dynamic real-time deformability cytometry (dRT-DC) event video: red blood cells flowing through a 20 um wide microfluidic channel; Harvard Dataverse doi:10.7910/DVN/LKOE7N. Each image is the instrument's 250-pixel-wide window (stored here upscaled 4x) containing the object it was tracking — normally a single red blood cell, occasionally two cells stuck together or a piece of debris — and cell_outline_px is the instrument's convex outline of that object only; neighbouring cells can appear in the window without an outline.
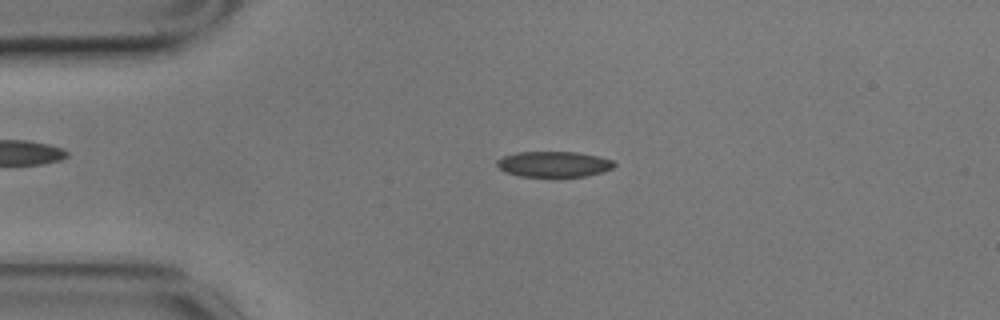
{"species": "common noctule bat (a hibernating species)", "species_latin": "Nyctalus noctula", "temperature_condition": "cold", "stored_images_in_passage": 56, "camera_frame_rate_fps": 3000, "um_per_image_px": 0.085, "animal": {"sex": "male", "body_mass_g": 17.9}, "frame": {"image": 1, "passage_image": 12, "time_ms": 3.667, "image_size_px": [1000, 320], "cell_outline_px": [[616, 164], [612, 168], [588, 176], [520, 176], [504, 172], [496, 164], [496, 160], [504, 156], [516, 152], [576, 152], [596, 156], [612, 160]], "centroid_in_image_um": [47.04, 13.95], "position_along_channel_um": 38.0, "area_um2": 17.34}}
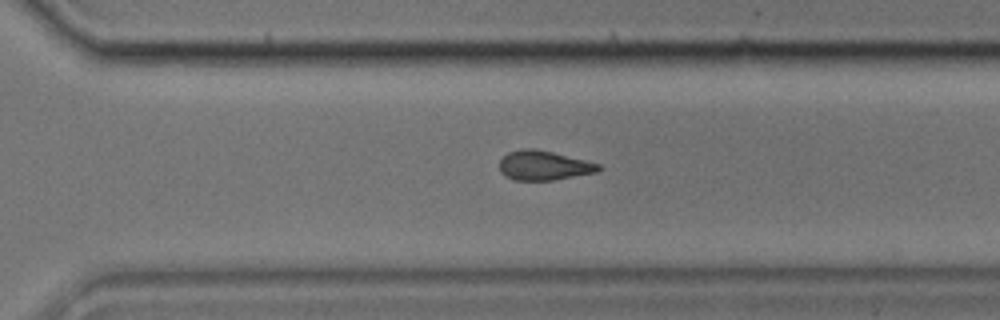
{"frame": {"image": 2, "passage_image": 39, "time_ms": 12.667, "image_size_px": [1000, 320], "cell_outline_px": [[600, 168], [596, 172], [552, 180], [516, 180], [504, 176], [500, 172], [500, 160], [508, 152], [520, 148], [536, 148], [600, 164]], "centroid_in_image_um": [46.17, 14.05], "position_along_channel_um": 324.4, "area_um2": 16.88}}
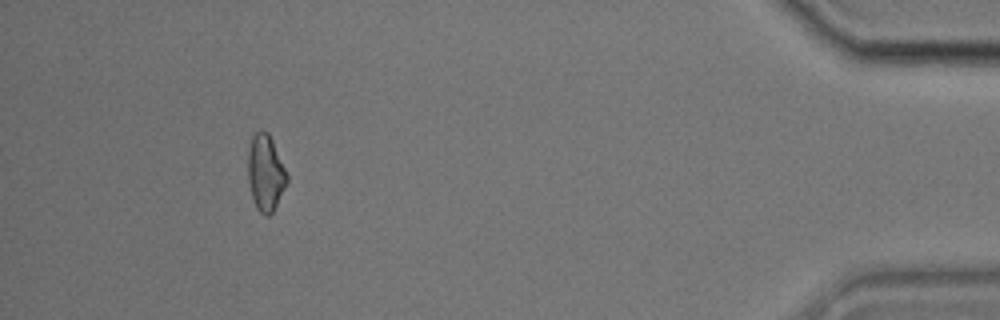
{"frame": {"image": 3, "passage_image": 52, "time_ms": 17.0, "image_size_px": [1000, 320], "cell_outline_px": [[288, 180], [272, 212], [268, 216], [264, 216], [256, 208], [252, 196], [248, 180], [248, 148], [252, 136], [260, 128], [268, 132], [272, 140], [288, 176]], "centroid_in_image_um": [22.55, 14.66], "position_along_channel_um": 412.7, "area_um2": 17.17}, "authors_computed_cell_mechanics": {"area_um2": 17.6001, "velocity_mm_per_s": 3.4894, "shape_relaxation_time_tau1_ms": 10.0846, "shape_relaxation_time_tau2_ms": 6.6792, "deformation_change_tau1": 0.1426, "deformation_change_tau2": 0.1259}}